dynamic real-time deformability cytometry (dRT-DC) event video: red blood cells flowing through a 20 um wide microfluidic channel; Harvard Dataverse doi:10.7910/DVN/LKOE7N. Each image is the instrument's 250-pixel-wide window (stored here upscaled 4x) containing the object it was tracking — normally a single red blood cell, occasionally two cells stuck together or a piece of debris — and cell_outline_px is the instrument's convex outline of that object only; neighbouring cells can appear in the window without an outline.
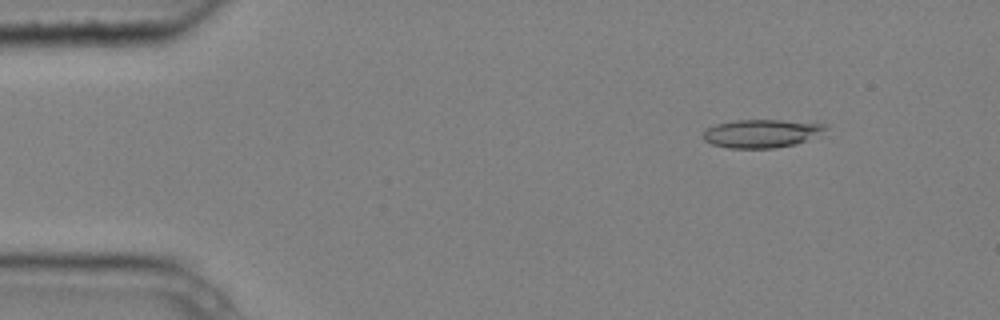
{"species": "common noctule bat (a hibernating species)", "species_latin": "Nyctalus noctula", "temperature_condition": "cold", "stored_images_in_passage": 5, "camera_frame_rate_fps": 3000, "um_per_image_px": 0.085, "animal": {"sex": "male", "body_mass_g": 20.4}, "frame": {"image": 1, "passage_image": 2, "time_ms": 0.333, "image_size_px": [1000, 320], "cell_outline_px": [[828, 128], [820, 136], [796, 144], [776, 148], [728, 148], [712, 144], [704, 140], [704, 132], [708, 128], [716, 124], [736, 120], [816, 120], [824, 124]], "centroid_in_image_um": [64.87, 11.33], "position_along_channel_um": 20.1, "area_um2": 20.69}}